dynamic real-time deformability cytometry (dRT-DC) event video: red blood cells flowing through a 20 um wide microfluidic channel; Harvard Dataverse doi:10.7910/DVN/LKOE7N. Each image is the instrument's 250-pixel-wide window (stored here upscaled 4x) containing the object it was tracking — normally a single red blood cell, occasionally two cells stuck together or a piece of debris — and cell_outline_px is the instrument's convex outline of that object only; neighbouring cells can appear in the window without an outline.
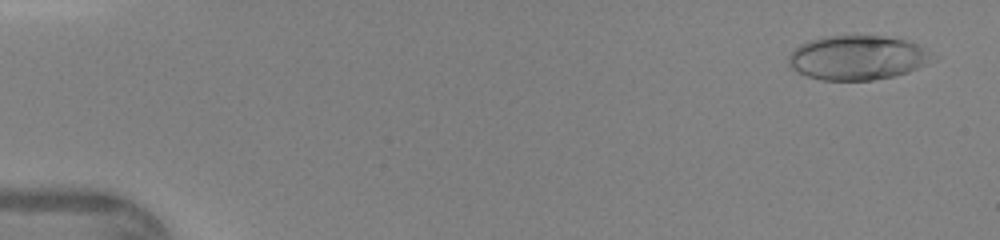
{"species": "human", "species_latin": "Homo sapiens", "temperature_condition": "warm", "stored_images_in_passage": 46, "camera_frame_rate_fps": 3000, "um_per_image_px": 0.085, "donor": {"sex": "female"}, "frame": {"image": 1, "passage_image": 3, "time_ms": 0.667, "image_size_px": [1000, 240], "cell_outline_px": [[936, 60], [908, 72], [892, 76], [872, 80], [820, 80], [796, 72], [788, 64], [788, 56], [800, 44], [812, 40], [828, 36], [884, 36], [904, 40], [916, 44]], "centroid_in_image_um": [72.84, 4.92], "position_along_channel_um": 12.2, "area_um2": 36.76}}
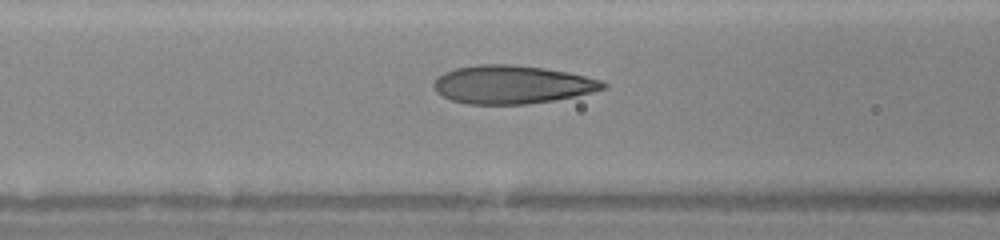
{"frame": {"image": 2, "passage_image": 20, "time_ms": 6.333, "image_size_px": [1000, 240], "cell_outline_px": [[608, 88], [576, 96], [528, 104], [468, 104], [452, 100], [436, 92], [432, 84], [444, 72], [456, 68], [476, 64], [512, 64], [544, 68], [568, 72], [600, 80], [608, 84]], "centroid_in_image_um": [43.53, 7.18], "position_along_channel_um": 123.1, "area_um2": 37.74}}
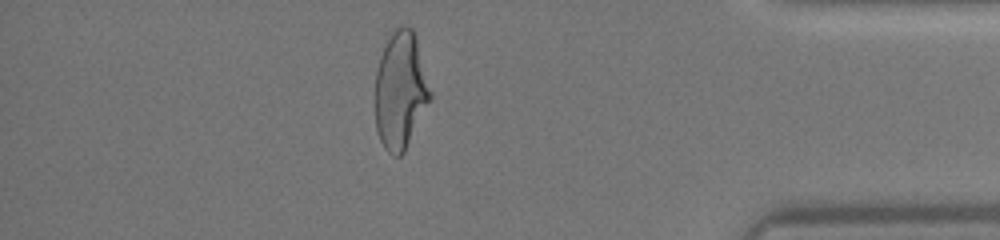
{"frame": {"image": 3, "passage_image": 41, "time_ms": 13.333, "image_size_px": [1000, 240], "cell_outline_px": [[432, 100], [404, 152], [400, 156], [396, 156], [388, 152], [384, 148], [380, 140], [376, 128], [376, 72], [380, 56], [388, 32], [404, 24], [412, 28], [416, 40], [432, 92]], "centroid_in_image_um": [34.05, 7.68], "position_along_channel_um": 401.2, "area_um2": 37.97}}